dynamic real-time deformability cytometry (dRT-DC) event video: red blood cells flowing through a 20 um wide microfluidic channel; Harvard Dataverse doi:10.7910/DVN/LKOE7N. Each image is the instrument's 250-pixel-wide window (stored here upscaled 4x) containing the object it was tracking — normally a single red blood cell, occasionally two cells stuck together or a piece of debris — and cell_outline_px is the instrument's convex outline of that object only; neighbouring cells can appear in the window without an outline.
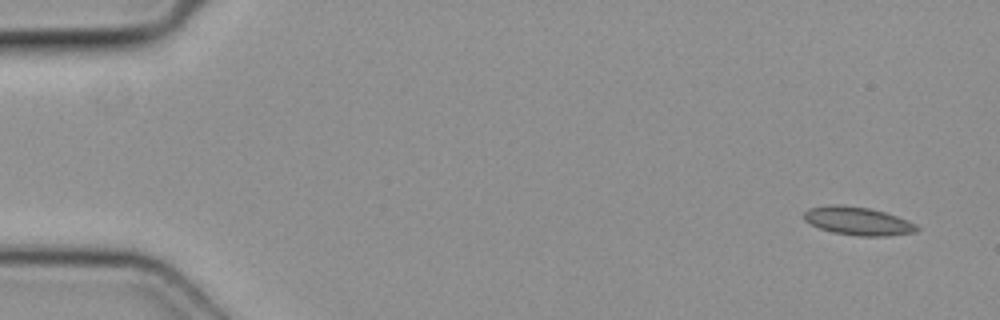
{"species": "common noctule bat (a hibernating species)", "species_latin": "Nyctalus noctula", "temperature_condition": "cold", "stored_images_in_passage": 3, "camera_frame_rate_fps": 3000, "um_per_image_px": 0.085, "animal": {"sex": "female", "body_mass_g": 19.3, "forearm_length_mm": 54.1}, "frame": {"image": 1, "passage_image": 1, "time_ms": 0.0, "image_size_px": [1000, 320], "cell_outline_px": [[920, 228], [916, 232], [888, 236], [860, 236], [832, 232], [820, 228], [804, 220], [804, 212], [808, 208], [832, 204], [844, 204], [868, 208], [884, 212], [908, 220], [916, 224]], "centroid_in_image_um": [72.93, 18.78], "position_along_channel_um": 12.1, "area_um2": 18.61}}